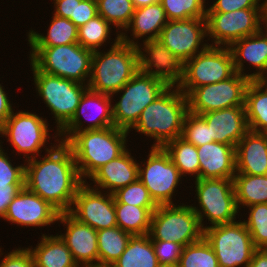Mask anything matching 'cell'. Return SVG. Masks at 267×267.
Masks as SVG:
<instances>
[{
  "label": "cell",
  "mask_w": 267,
  "mask_h": 267,
  "mask_svg": "<svg viewBox=\"0 0 267 267\" xmlns=\"http://www.w3.org/2000/svg\"><path fill=\"white\" fill-rule=\"evenodd\" d=\"M228 48L231 51L237 73L250 80H265L267 78V34L262 28L253 35L235 41ZM245 63L250 67H246ZM245 67L249 71L252 68L253 72L252 70L249 72Z\"/></svg>",
  "instance_id": "7402d4cb"
},
{
  "label": "cell",
  "mask_w": 267,
  "mask_h": 267,
  "mask_svg": "<svg viewBox=\"0 0 267 267\" xmlns=\"http://www.w3.org/2000/svg\"><path fill=\"white\" fill-rule=\"evenodd\" d=\"M247 212L248 216L243 220L247 230L257 249L267 247V203L255 204L245 207L242 210ZM247 219V220H246Z\"/></svg>",
  "instance_id": "ab89813d"
},
{
  "label": "cell",
  "mask_w": 267,
  "mask_h": 267,
  "mask_svg": "<svg viewBox=\"0 0 267 267\" xmlns=\"http://www.w3.org/2000/svg\"><path fill=\"white\" fill-rule=\"evenodd\" d=\"M246 120L250 131L267 133V82L251 80L245 92Z\"/></svg>",
  "instance_id": "f546056e"
},
{
  "label": "cell",
  "mask_w": 267,
  "mask_h": 267,
  "mask_svg": "<svg viewBox=\"0 0 267 267\" xmlns=\"http://www.w3.org/2000/svg\"><path fill=\"white\" fill-rule=\"evenodd\" d=\"M186 203L158 205L151 217V240L172 241L184 247L203 238L199 217Z\"/></svg>",
  "instance_id": "30bf717a"
},
{
  "label": "cell",
  "mask_w": 267,
  "mask_h": 267,
  "mask_svg": "<svg viewBox=\"0 0 267 267\" xmlns=\"http://www.w3.org/2000/svg\"><path fill=\"white\" fill-rule=\"evenodd\" d=\"M44 153L25 161L24 186L60 213L69 212L78 188L84 183L72 150L59 141Z\"/></svg>",
  "instance_id": "6da1fadb"
},
{
  "label": "cell",
  "mask_w": 267,
  "mask_h": 267,
  "mask_svg": "<svg viewBox=\"0 0 267 267\" xmlns=\"http://www.w3.org/2000/svg\"><path fill=\"white\" fill-rule=\"evenodd\" d=\"M98 15L96 0H75L74 16L70 18L77 28Z\"/></svg>",
  "instance_id": "7dc6e473"
},
{
  "label": "cell",
  "mask_w": 267,
  "mask_h": 267,
  "mask_svg": "<svg viewBox=\"0 0 267 267\" xmlns=\"http://www.w3.org/2000/svg\"><path fill=\"white\" fill-rule=\"evenodd\" d=\"M158 267H179L178 263L177 264H159Z\"/></svg>",
  "instance_id": "11a10c76"
},
{
  "label": "cell",
  "mask_w": 267,
  "mask_h": 267,
  "mask_svg": "<svg viewBox=\"0 0 267 267\" xmlns=\"http://www.w3.org/2000/svg\"><path fill=\"white\" fill-rule=\"evenodd\" d=\"M262 29L265 31V33L267 34V25H262Z\"/></svg>",
  "instance_id": "9f6ffc18"
},
{
  "label": "cell",
  "mask_w": 267,
  "mask_h": 267,
  "mask_svg": "<svg viewBox=\"0 0 267 267\" xmlns=\"http://www.w3.org/2000/svg\"><path fill=\"white\" fill-rule=\"evenodd\" d=\"M178 265L179 267H219L215 252L204 237L183 247Z\"/></svg>",
  "instance_id": "74e56055"
},
{
  "label": "cell",
  "mask_w": 267,
  "mask_h": 267,
  "mask_svg": "<svg viewBox=\"0 0 267 267\" xmlns=\"http://www.w3.org/2000/svg\"><path fill=\"white\" fill-rule=\"evenodd\" d=\"M49 126L48 119L34 111L29 112L26 109L13 111L0 128V138L5 137L11 148H14L12 152L14 156H20V159L23 157L24 161H27L40 156L42 151H50L60 141L58 131H54V128ZM52 130L54 135L49 132ZM53 138L54 143H49ZM16 152L17 154H15Z\"/></svg>",
  "instance_id": "5b68a950"
},
{
  "label": "cell",
  "mask_w": 267,
  "mask_h": 267,
  "mask_svg": "<svg viewBox=\"0 0 267 267\" xmlns=\"http://www.w3.org/2000/svg\"><path fill=\"white\" fill-rule=\"evenodd\" d=\"M47 25V33H39L33 28L27 32V44L30 47H54L78 43V28L67 18L52 15Z\"/></svg>",
  "instance_id": "f1b7e54d"
},
{
  "label": "cell",
  "mask_w": 267,
  "mask_h": 267,
  "mask_svg": "<svg viewBox=\"0 0 267 267\" xmlns=\"http://www.w3.org/2000/svg\"><path fill=\"white\" fill-rule=\"evenodd\" d=\"M241 218L204 230L203 237L214 250L219 267H248L257 249Z\"/></svg>",
  "instance_id": "8fae6325"
},
{
  "label": "cell",
  "mask_w": 267,
  "mask_h": 267,
  "mask_svg": "<svg viewBox=\"0 0 267 267\" xmlns=\"http://www.w3.org/2000/svg\"><path fill=\"white\" fill-rule=\"evenodd\" d=\"M167 22L165 10L160 2L135 8L130 24L120 34L121 41L136 46L140 40L143 42L158 39ZM127 33H130V36Z\"/></svg>",
  "instance_id": "484cf974"
},
{
  "label": "cell",
  "mask_w": 267,
  "mask_h": 267,
  "mask_svg": "<svg viewBox=\"0 0 267 267\" xmlns=\"http://www.w3.org/2000/svg\"><path fill=\"white\" fill-rule=\"evenodd\" d=\"M138 71L178 87L184 78L185 62L170 52L159 40H146L136 45Z\"/></svg>",
  "instance_id": "d6986e66"
},
{
  "label": "cell",
  "mask_w": 267,
  "mask_h": 267,
  "mask_svg": "<svg viewBox=\"0 0 267 267\" xmlns=\"http://www.w3.org/2000/svg\"><path fill=\"white\" fill-rule=\"evenodd\" d=\"M39 241L35 247H28L35 267H79L59 233H41Z\"/></svg>",
  "instance_id": "83f0119b"
},
{
  "label": "cell",
  "mask_w": 267,
  "mask_h": 267,
  "mask_svg": "<svg viewBox=\"0 0 267 267\" xmlns=\"http://www.w3.org/2000/svg\"><path fill=\"white\" fill-rule=\"evenodd\" d=\"M149 149L147 160L143 158V161L138 163V179L148 189L157 205L177 204L174 203L176 202L174 196L184 178L163 147Z\"/></svg>",
  "instance_id": "7c38bea8"
},
{
  "label": "cell",
  "mask_w": 267,
  "mask_h": 267,
  "mask_svg": "<svg viewBox=\"0 0 267 267\" xmlns=\"http://www.w3.org/2000/svg\"><path fill=\"white\" fill-rule=\"evenodd\" d=\"M193 182L195 204L190 205L199 217L203 230L239 219L233 179L199 178ZM207 220L208 223H205Z\"/></svg>",
  "instance_id": "8992f818"
},
{
  "label": "cell",
  "mask_w": 267,
  "mask_h": 267,
  "mask_svg": "<svg viewBox=\"0 0 267 267\" xmlns=\"http://www.w3.org/2000/svg\"><path fill=\"white\" fill-rule=\"evenodd\" d=\"M233 184L240 213L241 208L267 203V175L235 173Z\"/></svg>",
  "instance_id": "d6a6232c"
},
{
  "label": "cell",
  "mask_w": 267,
  "mask_h": 267,
  "mask_svg": "<svg viewBox=\"0 0 267 267\" xmlns=\"http://www.w3.org/2000/svg\"><path fill=\"white\" fill-rule=\"evenodd\" d=\"M63 224L60 238L71 251L74 261L81 266H98L97 231L74 218L69 212L59 214L57 224Z\"/></svg>",
  "instance_id": "44dd1931"
},
{
  "label": "cell",
  "mask_w": 267,
  "mask_h": 267,
  "mask_svg": "<svg viewBox=\"0 0 267 267\" xmlns=\"http://www.w3.org/2000/svg\"><path fill=\"white\" fill-rule=\"evenodd\" d=\"M114 101L111 95L87 89L82 95L72 119L58 132L60 141L66 142L74 133L83 130L114 126L112 108Z\"/></svg>",
  "instance_id": "e0dca14e"
},
{
  "label": "cell",
  "mask_w": 267,
  "mask_h": 267,
  "mask_svg": "<svg viewBox=\"0 0 267 267\" xmlns=\"http://www.w3.org/2000/svg\"><path fill=\"white\" fill-rule=\"evenodd\" d=\"M135 158L136 156H132L128 148L118 158L97 169L86 183L94 189L113 194L118 189L138 180L139 160Z\"/></svg>",
  "instance_id": "603a6c76"
},
{
  "label": "cell",
  "mask_w": 267,
  "mask_h": 267,
  "mask_svg": "<svg viewBox=\"0 0 267 267\" xmlns=\"http://www.w3.org/2000/svg\"><path fill=\"white\" fill-rule=\"evenodd\" d=\"M207 0H160L168 21L206 18Z\"/></svg>",
  "instance_id": "f35d334b"
},
{
  "label": "cell",
  "mask_w": 267,
  "mask_h": 267,
  "mask_svg": "<svg viewBox=\"0 0 267 267\" xmlns=\"http://www.w3.org/2000/svg\"><path fill=\"white\" fill-rule=\"evenodd\" d=\"M60 212L25 186L10 202L3 220L20 228H47L58 221ZM45 226V227H44Z\"/></svg>",
  "instance_id": "ffe728a7"
},
{
  "label": "cell",
  "mask_w": 267,
  "mask_h": 267,
  "mask_svg": "<svg viewBox=\"0 0 267 267\" xmlns=\"http://www.w3.org/2000/svg\"><path fill=\"white\" fill-rule=\"evenodd\" d=\"M188 99L178 87H168L141 112L136 124L128 131L153 139L151 147H163L182 135Z\"/></svg>",
  "instance_id": "7a4b0ae2"
},
{
  "label": "cell",
  "mask_w": 267,
  "mask_h": 267,
  "mask_svg": "<svg viewBox=\"0 0 267 267\" xmlns=\"http://www.w3.org/2000/svg\"><path fill=\"white\" fill-rule=\"evenodd\" d=\"M113 29L115 30L113 31ZM112 31H116V34H113L116 36L115 39L110 38L112 37ZM120 40V33L116 30V28H114L99 14L78 28V43L85 49H89L92 52L101 50V48L107 46L106 44L110 45H108V47H112ZM110 41L112 42L110 43Z\"/></svg>",
  "instance_id": "1f68e13d"
},
{
  "label": "cell",
  "mask_w": 267,
  "mask_h": 267,
  "mask_svg": "<svg viewBox=\"0 0 267 267\" xmlns=\"http://www.w3.org/2000/svg\"><path fill=\"white\" fill-rule=\"evenodd\" d=\"M160 0H132L135 8H141L144 6H148L151 4H155L157 2H159Z\"/></svg>",
  "instance_id": "f5cc1de1"
},
{
  "label": "cell",
  "mask_w": 267,
  "mask_h": 267,
  "mask_svg": "<svg viewBox=\"0 0 267 267\" xmlns=\"http://www.w3.org/2000/svg\"><path fill=\"white\" fill-rule=\"evenodd\" d=\"M149 234L132 235L125 251L111 267H158Z\"/></svg>",
  "instance_id": "4dcf8cb0"
},
{
  "label": "cell",
  "mask_w": 267,
  "mask_h": 267,
  "mask_svg": "<svg viewBox=\"0 0 267 267\" xmlns=\"http://www.w3.org/2000/svg\"><path fill=\"white\" fill-rule=\"evenodd\" d=\"M29 62L39 71L88 85L93 52L79 43L30 47Z\"/></svg>",
  "instance_id": "52a82bcc"
},
{
  "label": "cell",
  "mask_w": 267,
  "mask_h": 267,
  "mask_svg": "<svg viewBox=\"0 0 267 267\" xmlns=\"http://www.w3.org/2000/svg\"><path fill=\"white\" fill-rule=\"evenodd\" d=\"M250 81L236 72L226 80L195 88L187 96L189 111L201 115L228 107L245 106V92Z\"/></svg>",
  "instance_id": "9a60e30c"
},
{
  "label": "cell",
  "mask_w": 267,
  "mask_h": 267,
  "mask_svg": "<svg viewBox=\"0 0 267 267\" xmlns=\"http://www.w3.org/2000/svg\"><path fill=\"white\" fill-rule=\"evenodd\" d=\"M206 38V19L189 18L168 21L157 40L176 57L186 62L209 46Z\"/></svg>",
  "instance_id": "2e32d148"
},
{
  "label": "cell",
  "mask_w": 267,
  "mask_h": 267,
  "mask_svg": "<svg viewBox=\"0 0 267 267\" xmlns=\"http://www.w3.org/2000/svg\"><path fill=\"white\" fill-rule=\"evenodd\" d=\"M199 178L233 179L236 173V147L219 142L197 147Z\"/></svg>",
  "instance_id": "d4e9b609"
},
{
  "label": "cell",
  "mask_w": 267,
  "mask_h": 267,
  "mask_svg": "<svg viewBox=\"0 0 267 267\" xmlns=\"http://www.w3.org/2000/svg\"><path fill=\"white\" fill-rule=\"evenodd\" d=\"M235 73L230 49L208 46L185 62L184 78L178 88L188 96L195 88L226 80Z\"/></svg>",
  "instance_id": "4fadbf2b"
},
{
  "label": "cell",
  "mask_w": 267,
  "mask_h": 267,
  "mask_svg": "<svg viewBox=\"0 0 267 267\" xmlns=\"http://www.w3.org/2000/svg\"><path fill=\"white\" fill-rule=\"evenodd\" d=\"M155 255L159 264H177L182 254L183 246L172 241L152 240Z\"/></svg>",
  "instance_id": "ee69618b"
},
{
  "label": "cell",
  "mask_w": 267,
  "mask_h": 267,
  "mask_svg": "<svg viewBox=\"0 0 267 267\" xmlns=\"http://www.w3.org/2000/svg\"><path fill=\"white\" fill-rule=\"evenodd\" d=\"M215 142L235 146L249 131L245 106L228 107L201 114Z\"/></svg>",
  "instance_id": "cb8c5ba5"
},
{
  "label": "cell",
  "mask_w": 267,
  "mask_h": 267,
  "mask_svg": "<svg viewBox=\"0 0 267 267\" xmlns=\"http://www.w3.org/2000/svg\"><path fill=\"white\" fill-rule=\"evenodd\" d=\"M113 196L119 203H126L139 207H158L151 198L148 189L139 179L118 189L113 193Z\"/></svg>",
  "instance_id": "b9f144b4"
},
{
  "label": "cell",
  "mask_w": 267,
  "mask_h": 267,
  "mask_svg": "<svg viewBox=\"0 0 267 267\" xmlns=\"http://www.w3.org/2000/svg\"><path fill=\"white\" fill-rule=\"evenodd\" d=\"M181 137L196 147L215 142L211 137L210 128L205 119L201 115L190 111L187 112L184 119Z\"/></svg>",
  "instance_id": "60d3db41"
},
{
  "label": "cell",
  "mask_w": 267,
  "mask_h": 267,
  "mask_svg": "<svg viewBox=\"0 0 267 267\" xmlns=\"http://www.w3.org/2000/svg\"><path fill=\"white\" fill-rule=\"evenodd\" d=\"M98 14L121 34L130 24L135 6L132 0H96Z\"/></svg>",
  "instance_id": "8d00e7d4"
},
{
  "label": "cell",
  "mask_w": 267,
  "mask_h": 267,
  "mask_svg": "<svg viewBox=\"0 0 267 267\" xmlns=\"http://www.w3.org/2000/svg\"><path fill=\"white\" fill-rule=\"evenodd\" d=\"M23 187L24 184H7V186H0V219L3 220L10 202Z\"/></svg>",
  "instance_id": "c3c4849f"
},
{
  "label": "cell",
  "mask_w": 267,
  "mask_h": 267,
  "mask_svg": "<svg viewBox=\"0 0 267 267\" xmlns=\"http://www.w3.org/2000/svg\"><path fill=\"white\" fill-rule=\"evenodd\" d=\"M131 236L118 226L97 231L98 266L111 267L125 251Z\"/></svg>",
  "instance_id": "e575fe53"
},
{
  "label": "cell",
  "mask_w": 267,
  "mask_h": 267,
  "mask_svg": "<svg viewBox=\"0 0 267 267\" xmlns=\"http://www.w3.org/2000/svg\"><path fill=\"white\" fill-rule=\"evenodd\" d=\"M2 84L3 83H0V128L16 109V106L10 101L11 99H9L10 95H8V91L5 89L4 85L2 86Z\"/></svg>",
  "instance_id": "681fc988"
},
{
  "label": "cell",
  "mask_w": 267,
  "mask_h": 267,
  "mask_svg": "<svg viewBox=\"0 0 267 267\" xmlns=\"http://www.w3.org/2000/svg\"><path fill=\"white\" fill-rule=\"evenodd\" d=\"M52 14L70 20L74 16L75 0H58L54 2Z\"/></svg>",
  "instance_id": "f907efd6"
},
{
  "label": "cell",
  "mask_w": 267,
  "mask_h": 267,
  "mask_svg": "<svg viewBox=\"0 0 267 267\" xmlns=\"http://www.w3.org/2000/svg\"><path fill=\"white\" fill-rule=\"evenodd\" d=\"M2 140H0V186L7 184H24L25 177V161L22 164L15 165L14 160L10 159L7 150L3 148Z\"/></svg>",
  "instance_id": "7bdbcfd3"
},
{
  "label": "cell",
  "mask_w": 267,
  "mask_h": 267,
  "mask_svg": "<svg viewBox=\"0 0 267 267\" xmlns=\"http://www.w3.org/2000/svg\"><path fill=\"white\" fill-rule=\"evenodd\" d=\"M163 148L169 154L171 161L178 168L182 177L190 175L189 177L195 178L192 180L199 179L200 163L195 145L180 136L167 142Z\"/></svg>",
  "instance_id": "d590c367"
},
{
  "label": "cell",
  "mask_w": 267,
  "mask_h": 267,
  "mask_svg": "<svg viewBox=\"0 0 267 267\" xmlns=\"http://www.w3.org/2000/svg\"><path fill=\"white\" fill-rule=\"evenodd\" d=\"M1 247L2 246H0V257L2 259H0V267H35L33 256L28 247H15L12 251H6L7 253H5L3 251L4 249Z\"/></svg>",
  "instance_id": "f6af8a7d"
},
{
  "label": "cell",
  "mask_w": 267,
  "mask_h": 267,
  "mask_svg": "<svg viewBox=\"0 0 267 267\" xmlns=\"http://www.w3.org/2000/svg\"><path fill=\"white\" fill-rule=\"evenodd\" d=\"M81 267H104V266H81Z\"/></svg>",
  "instance_id": "6f0895ef"
},
{
  "label": "cell",
  "mask_w": 267,
  "mask_h": 267,
  "mask_svg": "<svg viewBox=\"0 0 267 267\" xmlns=\"http://www.w3.org/2000/svg\"><path fill=\"white\" fill-rule=\"evenodd\" d=\"M236 173L267 175V133L248 131L236 145Z\"/></svg>",
  "instance_id": "4316f807"
},
{
  "label": "cell",
  "mask_w": 267,
  "mask_h": 267,
  "mask_svg": "<svg viewBox=\"0 0 267 267\" xmlns=\"http://www.w3.org/2000/svg\"><path fill=\"white\" fill-rule=\"evenodd\" d=\"M109 48L93 52L88 89L112 95L138 72V53L136 46L121 40Z\"/></svg>",
  "instance_id": "277c9868"
},
{
  "label": "cell",
  "mask_w": 267,
  "mask_h": 267,
  "mask_svg": "<svg viewBox=\"0 0 267 267\" xmlns=\"http://www.w3.org/2000/svg\"><path fill=\"white\" fill-rule=\"evenodd\" d=\"M168 86L159 79L137 72L118 92L112 103L114 127L129 131L138 121L144 108L161 95Z\"/></svg>",
  "instance_id": "9c48e42d"
},
{
  "label": "cell",
  "mask_w": 267,
  "mask_h": 267,
  "mask_svg": "<svg viewBox=\"0 0 267 267\" xmlns=\"http://www.w3.org/2000/svg\"><path fill=\"white\" fill-rule=\"evenodd\" d=\"M129 135L114 126L74 133L65 143L72 150L81 179L86 182L97 169L122 155L130 145Z\"/></svg>",
  "instance_id": "3957f363"
},
{
  "label": "cell",
  "mask_w": 267,
  "mask_h": 267,
  "mask_svg": "<svg viewBox=\"0 0 267 267\" xmlns=\"http://www.w3.org/2000/svg\"><path fill=\"white\" fill-rule=\"evenodd\" d=\"M262 25H267V0H262Z\"/></svg>",
  "instance_id": "db71d44e"
},
{
  "label": "cell",
  "mask_w": 267,
  "mask_h": 267,
  "mask_svg": "<svg viewBox=\"0 0 267 267\" xmlns=\"http://www.w3.org/2000/svg\"><path fill=\"white\" fill-rule=\"evenodd\" d=\"M69 213L96 231L117 226L113 194L84 182L77 190Z\"/></svg>",
  "instance_id": "ac0fdd59"
},
{
  "label": "cell",
  "mask_w": 267,
  "mask_h": 267,
  "mask_svg": "<svg viewBox=\"0 0 267 267\" xmlns=\"http://www.w3.org/2000/svg\"><path fill=\"white\" fill-rule=\"evenodd\" d=\"M117 226L132 235L148 234L152 213L157 207H139L119 203L114 198Z\"/></svg>",
  "instance_id": "836d02e7"
},
{
  "label": "cell",
  "mask_w": 267,
  "mask_h": 267,
  "mask_svg": "<svg viewBox=\"0 0 267 267\" xmlns=\"http://www.w3.org/2000/svg\"><path fill=\"white\" fill-rule=\"evenodd\" d=\"M262 0H213L207 12H232L239 9L262 8Z\"/></svg>",
  "instance_id": "bcb514c9"
},
{
  "label": "cell",
  "mask_w": 267,
  "mask_h": 267,
  "mask_svg": "<svg viewBox=\"0 0 267 267\" xmlns=\"http://www.w3.org/2000/svg\"><path fill=\"white\" fill-rule=\"evenodd\" d=\"M205 19L209 46L229 47L262 28V8L239 9L227 13L206 12Z\"/></svg>",
  "instance_id": "5bb4252c"
},
{
  "label": "cell",
  "mask_w": 267,
  "mask_h": 267,
  "mask_svg": "<svg viewBox=\"0 0 267 267\" xmlns=\"http://www.w3.org/2000/svg\"><path fill=\"white\" fill-rule=\"evenodd\" d=\"M248 267H267V250L256 249Z\"/></svg>",
  "instance_id": "816d5d0a"
},
{
  "label": "cell",
  "mask_w": 267,
  "mask_h": 267,
  "mask_svg": "<svg viewBox=\"0 0 267 267\" xmlns=\"http://www.w3.org/2000/svg\"><path fill=\"white\" fill-rule=\"evenodd\" d=\"M30 68L36 96H40L42 103L50 110L59 132L74 116L88 85L41 72L31 62Z\"/></svg>",
  "instance_id": "ba28073f"
}]
</instances>
